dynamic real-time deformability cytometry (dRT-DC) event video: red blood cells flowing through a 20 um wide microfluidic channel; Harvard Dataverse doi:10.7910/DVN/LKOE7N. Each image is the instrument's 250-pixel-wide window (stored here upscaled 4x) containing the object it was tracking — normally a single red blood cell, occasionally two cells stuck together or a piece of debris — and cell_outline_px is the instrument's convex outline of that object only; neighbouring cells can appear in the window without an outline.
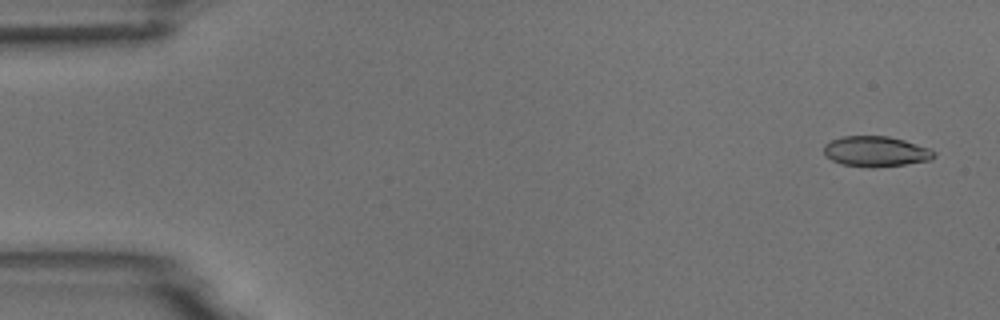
{"species": "common noctule bat (a hibernating species)", "species_latin": "Nyctalus noctula", "temperature_condition": "room temperature", "stored_images_in_passage": 6, "camera_frame_rate_fps": 3000, "um_per_image_px": 0.085, "animal": {"sex": "male", "body_mass_g": 18.8}, "frame": {"image": 1, "passage_image": 1, "time_ms": 0.0, "image_size_px": [1000, 320], "cell_outline_px": [[936, 156], [932, 160], [904, 164], [872, 168], [868, 168], [840, 164], [832, 160], [824, 152], [824, 144], [832, 140], [844, 136], [888, 136], [904, 140], [932, 148], [936, 152]], "centroid_in_image_um": [74.49, 12.88], "position_along_channel_um": 10.5, "area_um2": 19.71}}
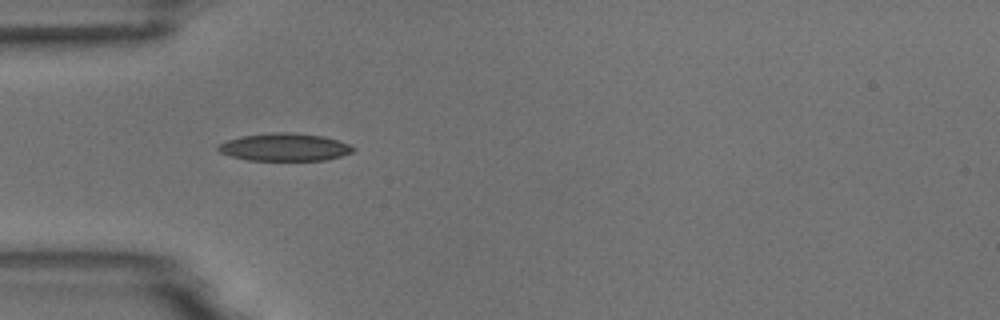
{"frame": {"image": 2, "passage_image": 5, "time_ms": 4.667, "image_size_px": [1000, 320], "cell_outline_px": [[356, 148], [352, 152], [328, 160], [248, 160], [232, 156], [220, 152], [216, 148], [220, 144], [228, 140], [240, 136], [276, 132], [288, 132], [324, 136], [348, 144]], "centroid_in_image_um": [24.2, 12.51], "position_along_channel_um": 60.8, "area_um2": 21.56}}